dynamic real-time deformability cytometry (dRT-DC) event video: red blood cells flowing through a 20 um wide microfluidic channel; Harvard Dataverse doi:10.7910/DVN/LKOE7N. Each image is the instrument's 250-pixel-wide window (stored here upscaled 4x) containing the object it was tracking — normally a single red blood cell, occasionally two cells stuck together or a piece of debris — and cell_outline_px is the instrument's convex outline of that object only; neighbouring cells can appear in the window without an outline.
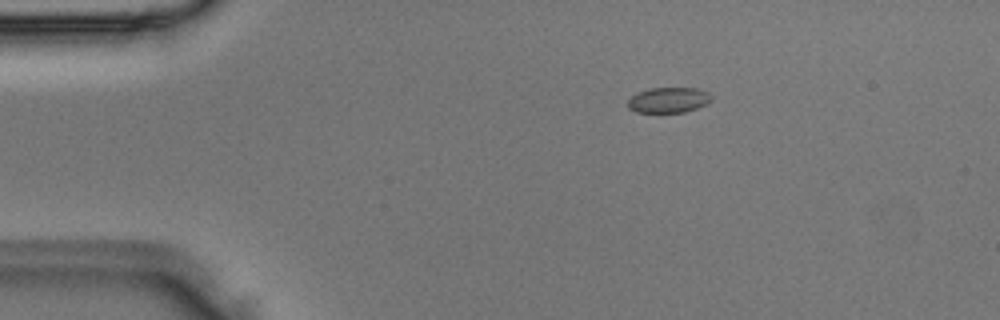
{"species": "Egyptian fruit bat (a non-hibernating species)", "species_latin": "Rousettus aegyptiacus", "temperature_condition": "room temperature", "stored_images_in_passage": 6, "camera_frame_rate_fps": 3000, "um_per_image_px": 0.085, "animal": {"sex": "male"}, "frame": {"image": 1, "passage_image": 3, "time_ms": 0.667, "image_size_px": [1000, 320], "cell_outline_px": [[712, 100], [708, 104], [684, 112], [636, 112], [628, 108], [628, 100], [632, 96], [640, 92], [652, 88], [696, 88], [708, 92], [712, 96]], "centroid_in_image_um": [56.86, 8.5], "position_along_channel_um": 28.1, "area_um2": 12.31}}
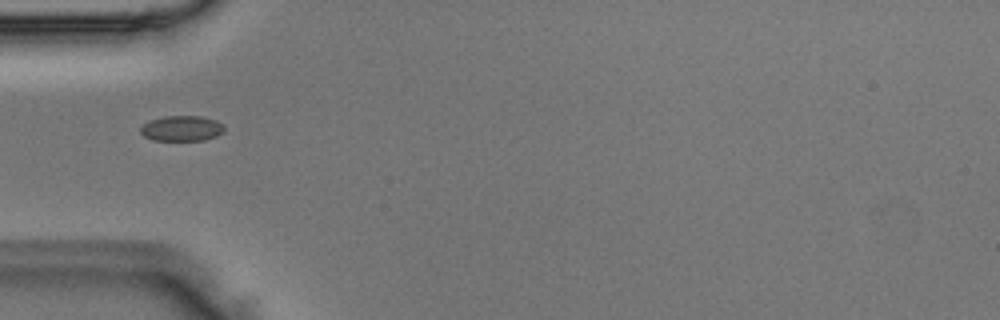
{"frame": {"image": 2, "passage_image": 5, "time_ms": 1.333, "image_size_px": [1000, 320], "cell_outline_px": [[224, 132], [216, 136], [204, 140], [152, 140], [144, 136], [140, 132], [140, 128], [144, 124], [152, 120], [164, 116], [200, 116], [216, 120], [224, 124]], "centroid_in_image_um": [15.47, 10.91], "position_along_channel_um": 69.5, "area_um2": 12.37}}